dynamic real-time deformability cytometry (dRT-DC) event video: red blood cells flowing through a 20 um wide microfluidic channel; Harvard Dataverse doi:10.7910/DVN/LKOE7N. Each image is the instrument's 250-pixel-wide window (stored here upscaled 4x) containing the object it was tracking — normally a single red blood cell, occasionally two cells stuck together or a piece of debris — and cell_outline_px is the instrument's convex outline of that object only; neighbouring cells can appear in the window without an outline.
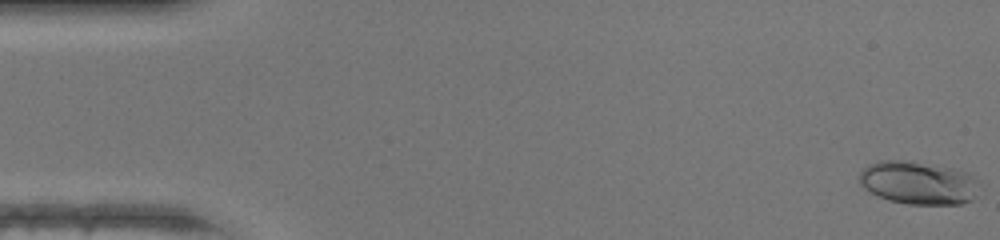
{"species": "human", "species_latin": "Homo sapiens", "temperature_condition": "warm", "stored_images_in_passage": 48, "camera_frame_rate_fps": 3000, "um_per_image_px": 0.085, "donor": {"sex": "female"}, "frame": {"image": 1, "passage_image": 1, "time_ms": 0.0, "image_size_px": [1000, 240], "cell_outline_px": [[976, 196], [972, 200], [960, 204], [908, 204], [888, 200], [864, 188], [860, 184], [860, 172], [868, 164], [880, 160], [904, 160], [952, 168], [968, 172], [976, 180]], "centroid_in_image_um": [78.04, 15.54], "position_along_channel_um": 7.0, "area_um2": 29.88}}
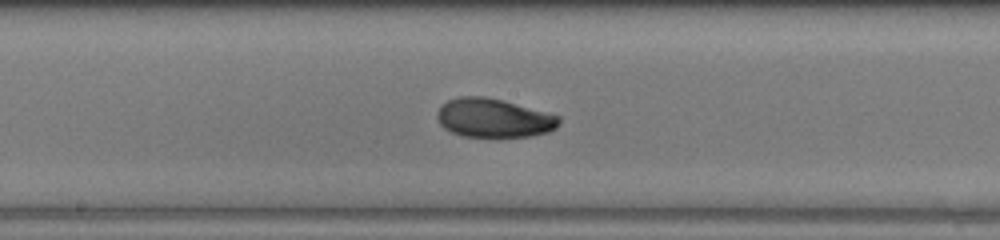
{"frame": {"image": 2, "passage_image": 25, "time_ms": 8.0, "image_size_px": [1000, 240], "cell_outline_px": [[560, 124], [556, 128], [548, 132], [532, 136], [500, 140], [460, 136], [444, 128], [440, 124], [436, 116], [436, 112], [440, 104], [448, 100], [460, 96], [484, 96], [504, 100], [560, 116]], "centroid_in_image_um": [41.95, 10.08], "position_along_channel_um": 206.2, "area_um2": 28.78}}
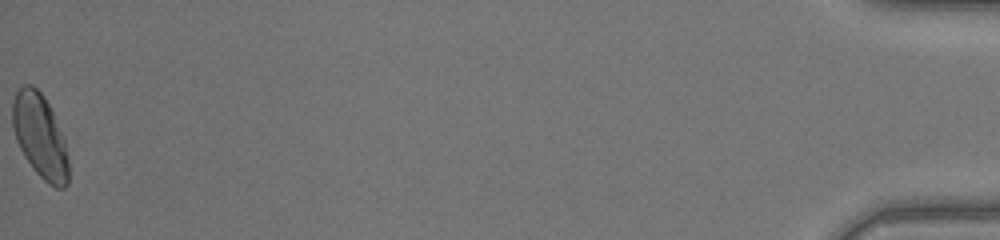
{"frame": {"image": 3, "passage_image": 48, "time_ms": 15.667, "image_size_px": [1000, 240], "cell_outline_px": [[68, 184], [64, 188], [56, 188], [48, 184], [32, 168], [24, 156], [16, 140], [12, 124], [12, 100], [16, 92], [24, 84], [32, 84], [44, 96], [52, 112], [64, 140], [68, 160]], "centroid_in_image_um": [3.38, 11.57], "position_along_channel_um": 431.8, "area_um2": 27.28}, "authors_computed_cell_mechanics": {"area_um2": 26.9637, "velocity_mm_per_s": 4.3727, "shape_relaxation_time_tau1_ms": 4.023, "shape_relaxation_time_tau2_ms": 1.8644, "deformation_change_tau1": 0.1555, "deformation_change_tau2": 0.0582}}